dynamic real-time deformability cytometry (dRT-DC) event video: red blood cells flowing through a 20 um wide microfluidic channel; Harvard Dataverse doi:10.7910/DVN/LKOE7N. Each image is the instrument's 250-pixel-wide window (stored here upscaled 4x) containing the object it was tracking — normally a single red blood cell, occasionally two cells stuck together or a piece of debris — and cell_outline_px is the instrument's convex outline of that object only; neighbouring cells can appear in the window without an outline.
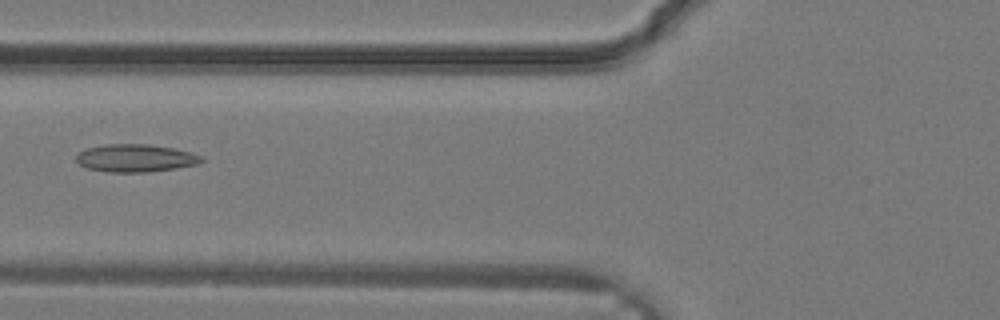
{"species": "common noctule bat (a hibernating species)", "species_latin": "Nyctalus noctula", "temperature_condition": "warm", "stored_images_in_passage": 32, "camera_frame_rate_fps": 3000, "um_per_image_px": 0.085, "animal": {"sex": "male", "body_mass_g": 19.2, "forearm_length_mm": 51.8}, "frame": {"image": 1, "passage_image": 13, "time_ms": 4.0, "image_size_px": [1000, 320], "cell_outline_px": [[204, 160], [196, 164], [176, 168], [148, 172], [108, 172], [88, 168], [80, 164], [76, 160], [76, 156], [80, 152], [88, 148], [104, 144], [148, 144], [172, 148], [192, 152], [204, 156]], "centroid_in_image_um": [11.55, 13.43], "position_along_channel_um": 114.3, "area_um2": 20.17}}
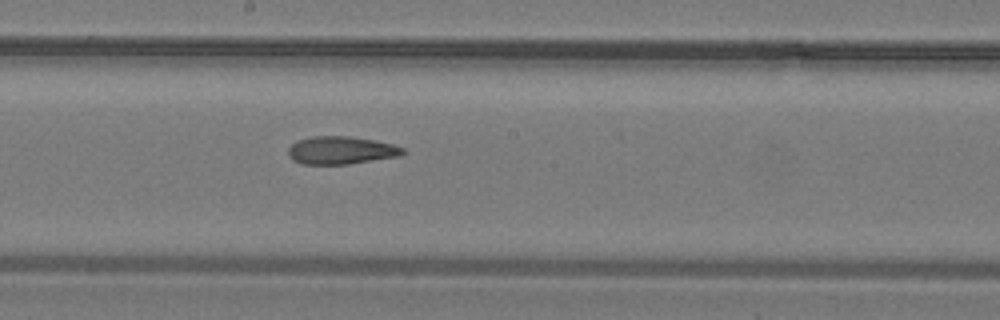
{"frame": {"image": 2, "passage_image": 18, "time_ms": 5.667, "image_size_px": [1000, 320], "cell_outline_px": [[404, 152], [400, 156], [348, 164], [300, 164], [292, 160], [288, 156], [288, 148], [296, 140], [312, 136], [348, 136], [376, 140], [392, 144], [404, 148]], "centroid_in_image_um": [28.95, 12.77], "position_along_channel_um": 219.2, "area_um2": 18.73}}
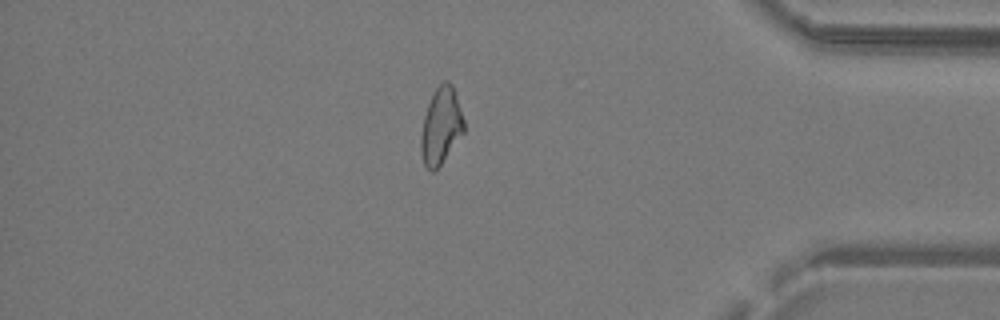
{"frame": {"image": 3, "passage_image": 28, "time_ms": 9.0, "image_size_px": [1000, 320], "cell_outline_px": [[464, 132], [440, 164], [432, 172], [424, 164], [420, 152], [420, 136], [424, 116], [428, 104], [436, 88], [444, 80], [448, 80], [452, 84], [464, 120]], "centroid_in_image_um": [37.47, 10.69], "position_along_channel_um": 397.7, "area_um2": 18.9}}